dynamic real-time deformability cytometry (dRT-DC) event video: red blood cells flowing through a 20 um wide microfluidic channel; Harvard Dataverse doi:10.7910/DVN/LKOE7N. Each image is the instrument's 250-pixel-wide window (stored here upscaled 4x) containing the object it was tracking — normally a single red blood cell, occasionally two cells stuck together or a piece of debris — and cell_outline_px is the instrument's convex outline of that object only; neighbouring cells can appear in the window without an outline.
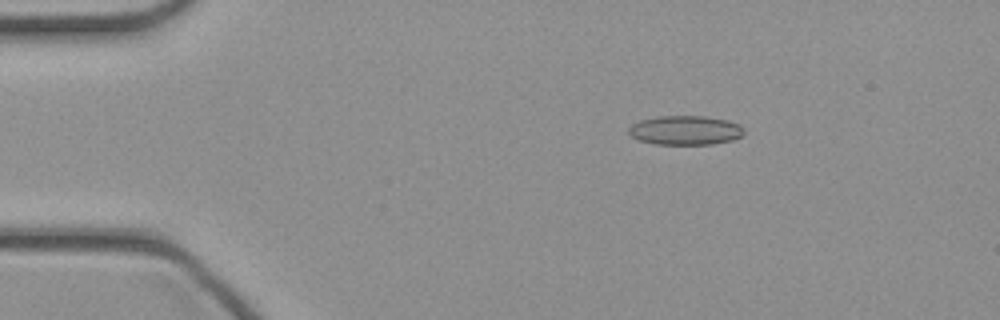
{"species": "common noctule bat (a hibernating species)", "species_latin": "Nyctalus noctula", "temperature_condition": "cold", "stored_images_in_passage": 40, "camera_frame_rate_fps": 3000, "um_per_image_px": 0.085, "animal": {"sex": "female", "body_mass_g": 21.9}, "frame": {"image": 1, "passage_image": 2, "time_ms": 0.333, "image_size_px": [1000, 320], "cell_outline_px": [[744, 132], [740, 136], [732, 140], [712, 144], [652, 144], [640, 140], [632, 136], [628, 132], [628, 128], [632, 124], [640, 120], [656, 116], [704, 116], [728, 120], [740, 124], [744, 128]], "centroid_in_image_um": [58.25, 11.06], "position_along_channel_um": 26.8, "area_um2": 19.71}}
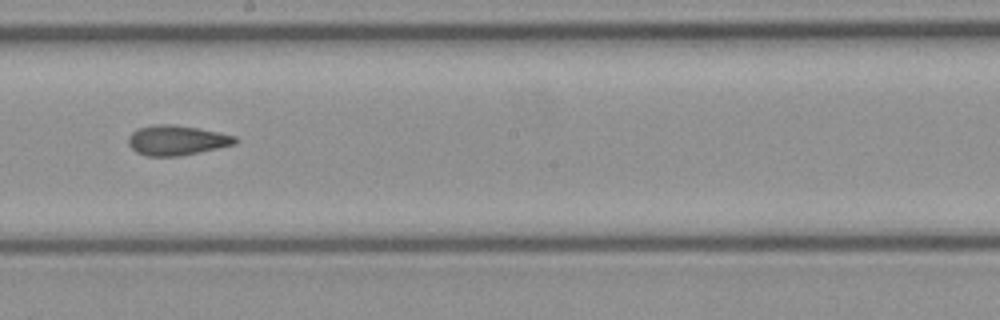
{"frame": {"image": 2, "passage_image": 20, "time_ms": 6.333, "image_size_px": [1000, 320], "cell_outline_px": [[240, 140], [236, 144], [180, 156], [148, 156], [136, 152], [128, 144], [128, 136], [132, 132], [140, 128], [152, 124], [172, 124], [196, 128], [236, 136]], "centroid_in_image_um": [15.02, 11.92], "position_along_channel_um": 233.2, "area_um2": 18.55}}
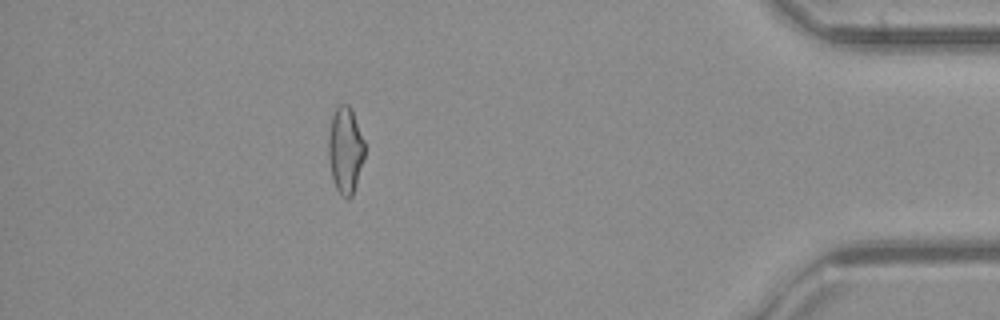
{"frame": {"image": 3, "passage_image": 35, "time_ms": 11.333, "image_size_px": [1000, 320], "cell_outline_px": [[364, 160], [352, 196], [348, 200], [336, 188], [332, 176], [328, 156], [328, 136], [332, 116], [336, 108], [340, 104], [348, 104], [352, 108], [364, 140]], "centroid_in_image_um": [29.36, 12.73], "position_along_channel_um": 405.8, "area_um2": 18.26}}